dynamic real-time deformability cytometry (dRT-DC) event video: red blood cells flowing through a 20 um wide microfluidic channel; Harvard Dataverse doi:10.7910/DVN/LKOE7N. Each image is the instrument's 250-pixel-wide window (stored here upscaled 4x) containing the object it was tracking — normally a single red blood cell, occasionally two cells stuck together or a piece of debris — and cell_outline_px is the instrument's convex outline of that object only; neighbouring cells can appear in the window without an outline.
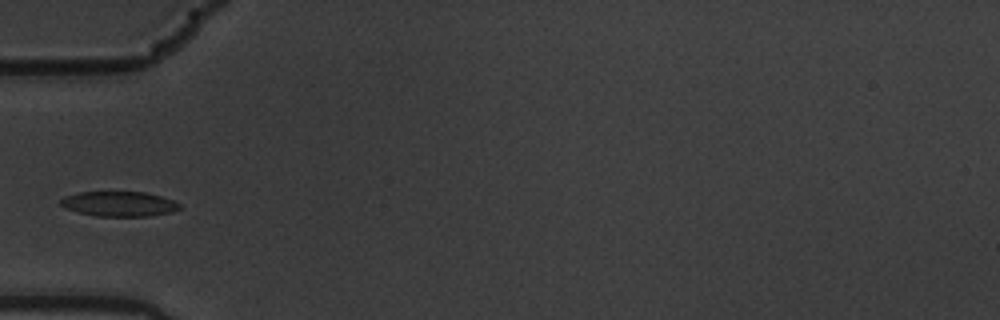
{"species": "common noctule bat (a hibernating species)", "species_latin": "Nyctalus noctula", "temperature_condition": "warm", "stored_images_in_passage": 2, "camera_frame_rate_fps": 3000, "um_per_image_px": 0.085, "animal": {"sex": "male", "body_mass_g": 19.5, "forearm_length_mm": 54.6}, "frame": {"image": 1, "passage_image": 2, "time_ms": 0.333, "image_size_px": [1000, 320], "cell_outline_px": [[180, 208], [172, 212], [152, 216], [96, 216], [76, 212], [60, 204], [60, 200], [64, 196], [76, 192], [144, 192], [160, 196], [172, 200], [180, 204]], "centroid_in_image_um": [10.11, 17.33], "position_along_channel_um": 74.9, "area_um2": 17.28}}